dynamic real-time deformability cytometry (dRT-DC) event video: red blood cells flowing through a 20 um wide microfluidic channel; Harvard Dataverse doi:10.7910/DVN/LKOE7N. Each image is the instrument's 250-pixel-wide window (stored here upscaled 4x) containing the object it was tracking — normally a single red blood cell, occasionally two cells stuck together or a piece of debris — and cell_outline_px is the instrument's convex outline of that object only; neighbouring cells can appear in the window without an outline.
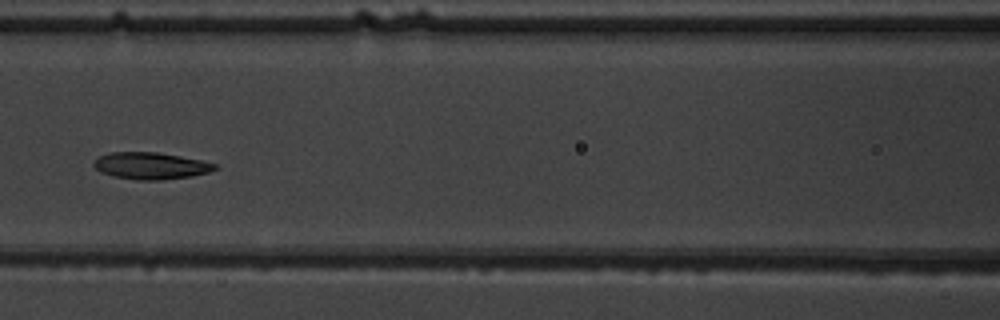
{"species": "common noctule bat (a hibernating species)", "species_latin": "Nyctalus noctula", "temperature_condition": "warm", "stored_images_in_passage": 6, "camera_frame_rate_fps": 3000, "um_per_image_px": 0.085, "animal": {"sex": "male", "body_mass_g": 19.5, "forearm_length_mm": 54.6}, "frame": {"image": 1, "passage_image": 6, "time_ms": 6.667, "image_size_px": [1000, 320], "cell_outline_px": [[220, 168], [208, 172], [192, 176], [160, 180], [136, 180], [112, 176], [100, 172], [92, 164], [100, 156], [108, 152], [156, 152], [180, 156], [200, 160], [216, 164]], "centroid_in_image_um": [12.81, 14.09], "position_along_channel_um": 153.8, "area_um2": 18.96}}